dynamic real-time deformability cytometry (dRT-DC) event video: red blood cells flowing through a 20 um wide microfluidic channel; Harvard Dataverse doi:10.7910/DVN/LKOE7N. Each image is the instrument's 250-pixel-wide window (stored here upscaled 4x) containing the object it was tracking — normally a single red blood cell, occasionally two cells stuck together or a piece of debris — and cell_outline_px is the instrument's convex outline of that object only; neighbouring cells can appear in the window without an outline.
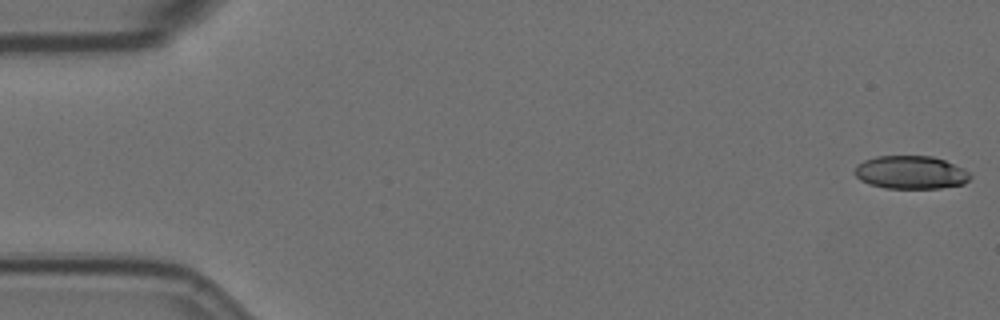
{"species": "Egyptian fruit bat (a non-hibernating species)", "species_latin": "Rousettus aegyptiacus", "temperature_condition": "room temperature", "stored_images_in_passage": 51, "camera_frame_rate_fps": 3000, "um_per_image_px": 0.085, "animal": {"sex": "female"}, "frame": {"image": 1, "passage_image": 1, "time_ms": 0.0, "image_size_px": [1000, 320], "cell_outline_px": [[972, 176], [964, 184], [940, 188], [884, 188], [868, 184], [860, 180], [856, 176], [856, 168], [864, 160], [876, 156], [932, 156], [944, 160], [964, 168]], "centroid_in_image_um": [77.44, 14.66], "position_along_channel_um": 7.6, "area_um2": 22.25}}
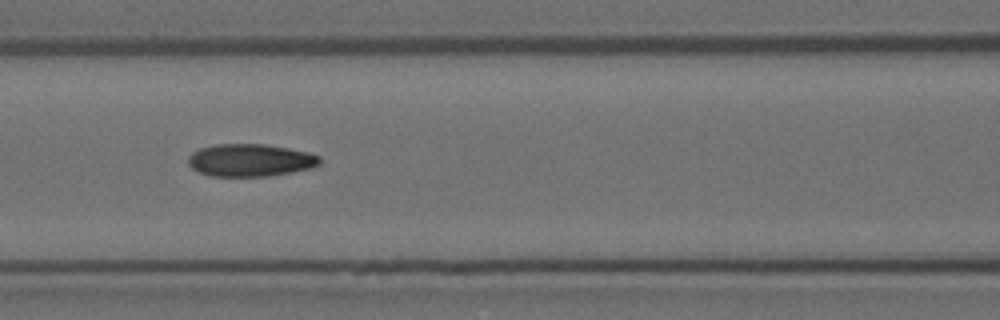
{"frame": {"image": 2, "passage_image": 24, "time_ms": 7.667, "image_size_px": [1000, 320], "cell_outline_px": [[320, 164], [312, 168], [292, 172], [268, 176], [212, 176], [200, 172], [192, 168], [188, 164], [188, 156], [192, 152], [200, 148], [216, 144], [264, 144], [288, 148], [308, 152], [320, 156]], "centroid_in_image_um": [21.28, 13.61], "position_along_channel_um": 145.3, "area_um2": 24.97}}
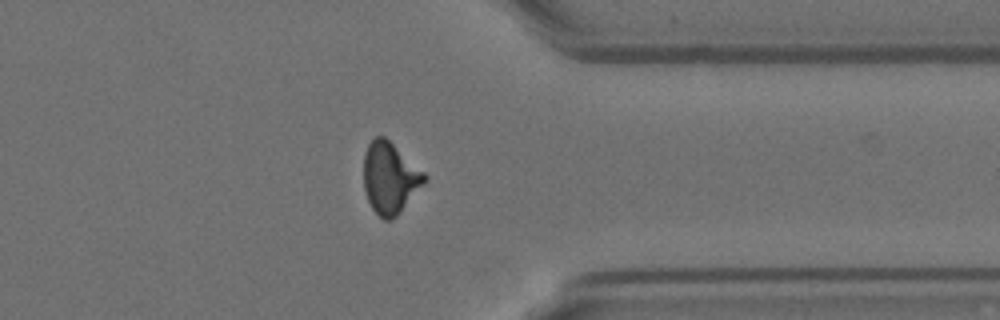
{"frame": {"image": 3, "passage_image": 44, "time_ms": 14.333, "image_size_px": [1000, 320], "cell_outline_px": [[428, 176], [396, 216], [392, 220], [384, 220], [372, 208], [368, 200], [364, 188], [364, 152], [368, 144], [376, 136], [384, 136], [424, 172]], "centroid_in_image_um": [33.1, 15.1], "position_along_channel_um": 378.3, "area_um2": 24.62}}